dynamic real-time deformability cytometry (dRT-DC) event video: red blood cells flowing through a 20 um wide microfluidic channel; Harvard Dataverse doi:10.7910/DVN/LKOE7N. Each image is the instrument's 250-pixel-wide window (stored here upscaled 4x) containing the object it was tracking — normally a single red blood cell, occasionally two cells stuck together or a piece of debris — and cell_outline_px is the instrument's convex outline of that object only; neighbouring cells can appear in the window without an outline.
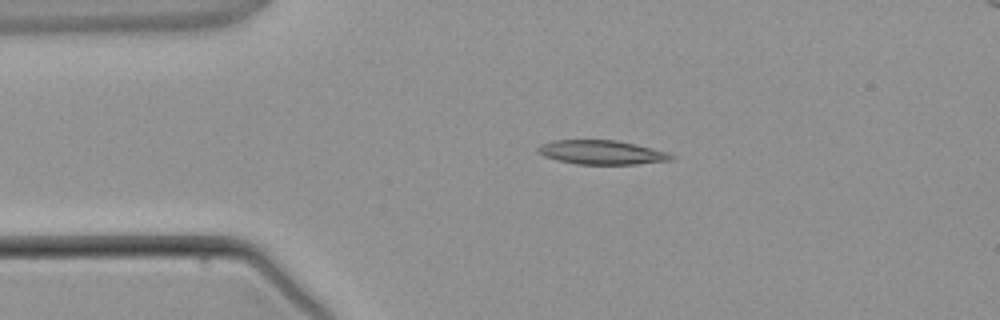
{"species": "common noctule bat (a hibernating species)", "species_latin": "Nyctalus noctula", "temperature_condition": "warm", "stored_images_in_passage": 3, "camera_frame_rate_fps": 3000, "um_per_image_px": 0.085, "animal": {"sex": "male", "body_mass_g": 21.5, "forearm_length_mm": 52.0}, "frame": {"image": 1, "passage_image": 2, "time_ms": 1.333, "image_size_px": [1000, 320], "cell_outline_px": [[676, 156], [672, 160], [636, 164], [576, 164], [544, 156], [536, 148], [540, 144], [552, 140], [616, 140], [636, 144], [668, 152]], "centroid_in_image_um": [51.17, 12.94], "position_along_channel_um": 33.8, "area_um2": 18.67}}